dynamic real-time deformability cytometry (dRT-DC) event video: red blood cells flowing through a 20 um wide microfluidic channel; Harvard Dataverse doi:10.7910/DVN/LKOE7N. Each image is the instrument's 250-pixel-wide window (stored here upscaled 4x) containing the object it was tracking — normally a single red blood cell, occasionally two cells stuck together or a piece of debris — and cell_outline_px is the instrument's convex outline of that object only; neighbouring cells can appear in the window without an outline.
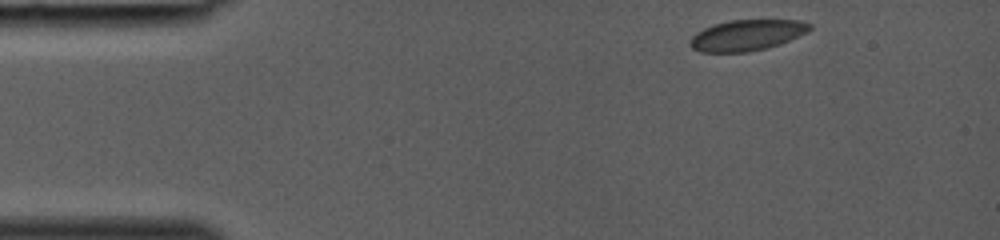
{"species": "common noctule bat (a hibernating species)", "species_latin": "Nyctalus noctula", "temperature_condition": "room temperature", "stored_images_in_passage": 34, "camera_frame_rate_fps": 3000, "um_per_image_px": 0.085, "animal": {"sex": "female", "body_mass_g": 19.0, "forearm_length_mm": 53.3}, "frame": {"image": 1, "passage_image": 1, "time_ms": 0.0, "image_size_px": [1000, 240], "cell_outline_px": [[812, 28], [808, 32], [780, 44], [748, 52], [700, 52], [692, 48], [688, 44], [688, 40], [696, 32], [712, 24], [728, 20], [800, 20], [812, 24]], "centroid_in_image_um": [63.46, 2.98], "position_along_channel_um": 21.5, "area_um2": 21.73}}
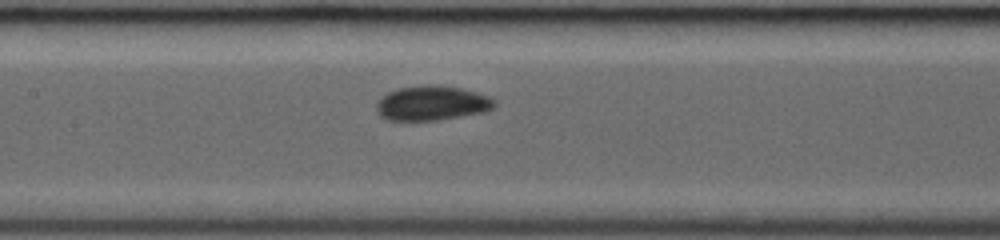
{"frame": {"image": 2, "passage_image": 15, "time_ms": 4.667, "image_size_px": [1000, 240], "cell_outline_px": [[496, 104], [492, 108], [484, 112], [436, 120], [388, 120], [380, 116], [376, 108], [376, 104], [380, 96], [396, 88], [424, 84], [436, 84], [460, 88], [492, 96], [496, 100]], "centroid_in_image_um": [36.7, 8.74], "position_along_channel_um": 170.7, "area_um2": 24.1}}
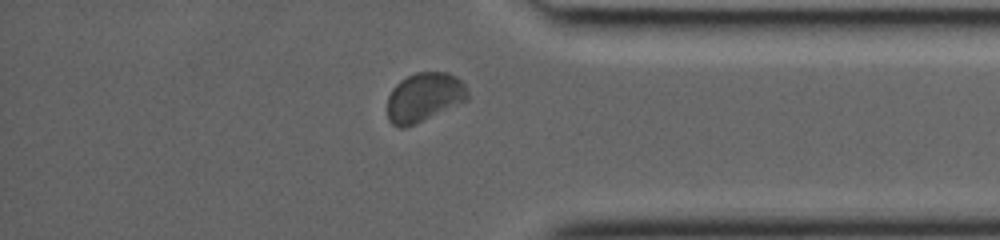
{"frame": {"image": 3, "passage_image": 29, "time_ms": 9.333, "image_size_px": [1000, 240], "cell_outline_px": [[468, 100], [416, 124], [404, 128], [400, 128], [392, 124], [388, 120], [388, 96], [392, 88], [400, 80], [416, 72], [448, 72], [456, 76], [468, 88]], "centroid_in_image_um": [36.06, 8.27], "position_along_channel_um": 399.1, "area_um2": 23.18}}